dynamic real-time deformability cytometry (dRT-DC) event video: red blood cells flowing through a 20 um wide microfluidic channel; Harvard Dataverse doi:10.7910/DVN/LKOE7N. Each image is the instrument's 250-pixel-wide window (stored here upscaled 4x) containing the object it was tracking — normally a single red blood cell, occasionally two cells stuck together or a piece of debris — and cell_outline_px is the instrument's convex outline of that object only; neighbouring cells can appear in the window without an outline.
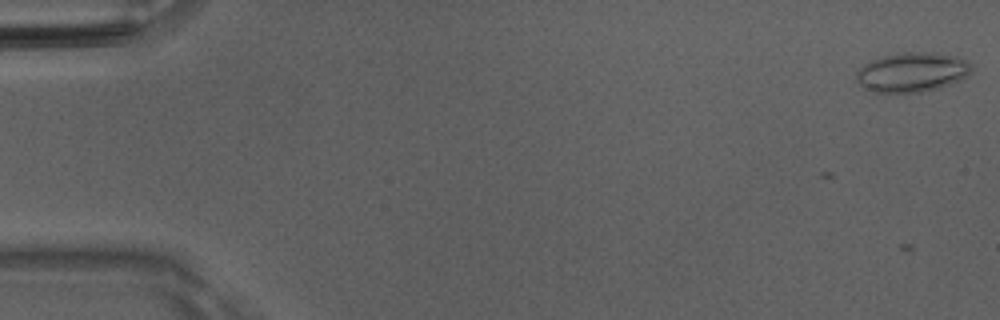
{"species": "Egyptian fruit bat (a non-hibernating species)", "species_latin": "Rousettus aegyptiacus", "temperature_condition": "room temperature", "stored_images_in_passage": 4, "camera_frame_rate_fps": 3000, "um_per_image_px": 0.085, "animal": {"sex": "male"}, "frame": {"image": 1, "passage_image": 4, "time_ms": 1.0, "image_size_px": [1000, 320], "cell_outline_px": [[972, 72], [960, 80], [936, 88], [920, 92], [872, 92], [864, 88], [856, 80], [856, 72], [864, 64], [880, 56], [904, 52], [936, 52], [956, 56], [972, 64]], "centroid_in_image_um": [77.52, 6.12], "position_along_channel_um": 7.5, "area_um2": 26.53}}